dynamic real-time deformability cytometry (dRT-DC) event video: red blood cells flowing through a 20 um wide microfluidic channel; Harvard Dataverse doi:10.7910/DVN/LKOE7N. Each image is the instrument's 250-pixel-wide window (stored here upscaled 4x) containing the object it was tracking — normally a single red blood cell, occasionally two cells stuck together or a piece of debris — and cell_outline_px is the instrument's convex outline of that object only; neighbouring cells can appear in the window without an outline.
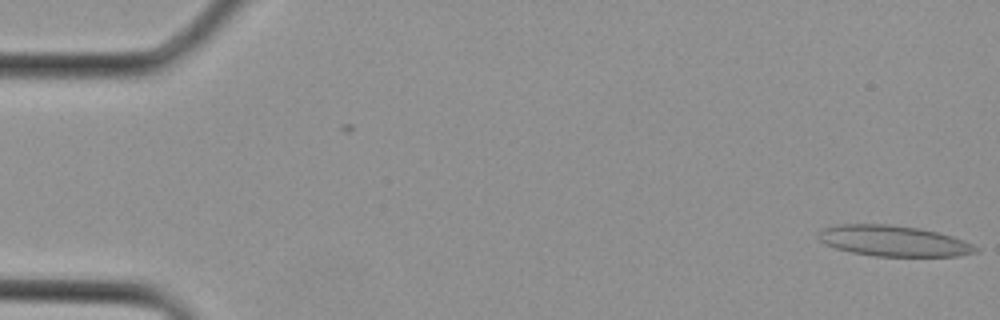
{"species": "Egyptian fruit bat (a non-hibernating species)", "species_latin": "Rousettus aegyptiacus", "temperature_condition": "cold", "stored_images_in_passage": 3, "camera_frame_rate_fps": 3000, "um_per_image_px": 0.085, "animal": {"sex": "female"}, "frame": {"image": 1, "passage_image": 3, "time_ms": 0.667, "image_size_px": [1000, 320], "cell_outline_px": [[980, 248], [976, 252], [960, 256], [876, 256], [852, 252], [836, 248], [824, 244], [816, 236], [820, 228], [836, 224], [888, 224], [920, 228], [952, 236], [964, 240]], "centroid_in_image_um": [75.92, 20.47], "position_along_channel_um": 9.1, "area_um2": 28.38}}